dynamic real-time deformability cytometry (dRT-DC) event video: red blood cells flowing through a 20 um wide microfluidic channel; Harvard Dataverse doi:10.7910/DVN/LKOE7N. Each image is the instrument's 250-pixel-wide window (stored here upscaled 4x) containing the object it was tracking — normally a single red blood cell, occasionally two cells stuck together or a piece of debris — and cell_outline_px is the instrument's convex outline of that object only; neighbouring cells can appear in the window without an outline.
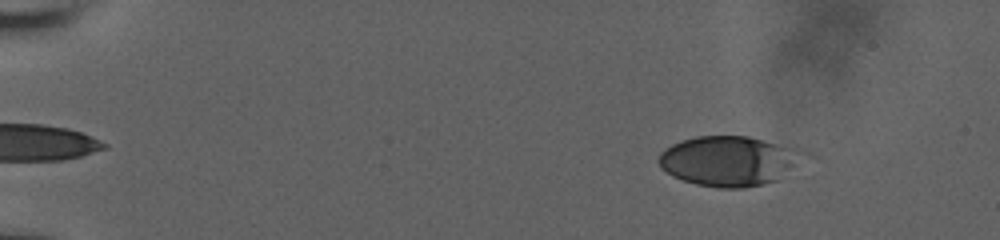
{"species": "human", "species_latin": "Homo sapiens", "temperature_condition": "room temperature", "stored_images_in_passage": 52, "camera_frame_rate_fps": 3000, "um_per_image_px": 0.085, "donor": {"sex": "male"}, "frame": {"image": 1, "passage_image": 3, "time_ms": 0.667, "image_size_px": [1000, 240], "cell_outline_px": [[792, 164], [776, 180], [764, 184], [744, 188], [720, 188], [696, 184], [672, 176], [660, 168], [656, 160], [660, 152], [672, 144], [696, 136], [748, 136], [788, 148]], "centroid_in_image_um": [61.64, 13.7], "position_along_channel_um": 23.4, "area_um2": 40.0}}
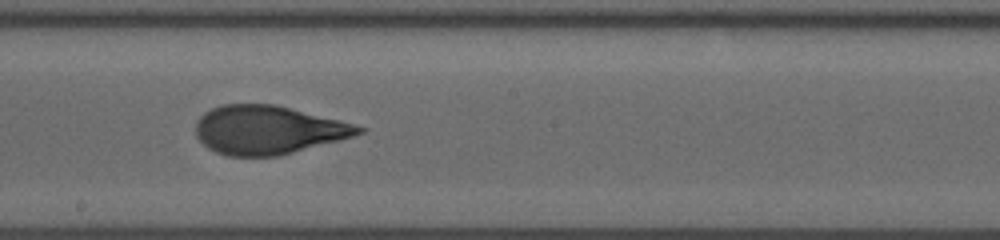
{"frame": {"image": 2, "passage_image": 29, "time_ms": 9.333, "image_size_px": [1000, 240], "cell_outline_px": [[368, 128], [364, 132], [340, 140], [276, 156], [228, 156], [216, 152], [208, 148], [196, 136], [196, 120], [204, 112], [212, 108], [224, 104], [276, 104], [340, 120]], "centroid_in_image_um": [22.77, 11.03], "position_along_channel_um": 225.4, "area_um2": 46.01}}
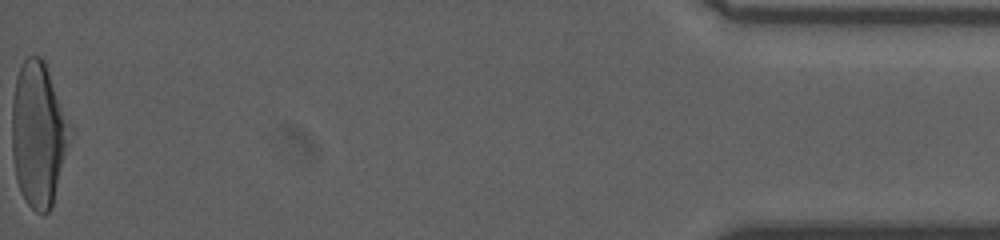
{"frame": {"image": 3, "passage_image": 52, "time_ms": 17.0, "image_size_px": [1000, 240], "cell_outline_px": [[68, 144], [52, 208], [44, 216], [36, 212], [24, 200], [20, 192], [16, 180], [12, 156], [12, 100], [16, 76], [20, 64], [28, 56], [40, 56], [44, 60], [48, 72], [64, 124]], "centroid_in_image_um": [3.15, 11.51], "position_along_channel_um": 432.0, "area_um2": 47.05}, "authors_computed_cell_mechanics": {"area_um2": 45.4308, "velocity_mm_per_s": 3.8341, "shape_relaxation_time_tau1_ms": 4.7978, "shape_relaxation_time_tau2_ms": 0.908, "deformation_change_tau1": 0.2105, "deformation_change_tau2": 0.0813}}